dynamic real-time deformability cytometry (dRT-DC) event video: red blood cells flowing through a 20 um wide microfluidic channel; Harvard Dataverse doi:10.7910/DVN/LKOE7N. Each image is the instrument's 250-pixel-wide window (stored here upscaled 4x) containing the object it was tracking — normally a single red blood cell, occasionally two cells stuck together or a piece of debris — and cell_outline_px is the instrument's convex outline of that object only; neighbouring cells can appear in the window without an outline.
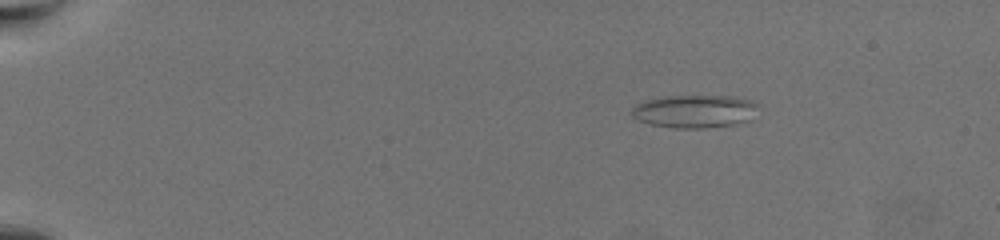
{"species": "common noctule bat (a hibernating species)", "species_latin": "Nyctalus noctula", "temperature_condition": "warm", "stored_images_in_passage": 12, "camera_frame_rate_fps": 3000, "um_per_image_px": 0.085, "animal": {"sex": "female", "body_mass_g": 19.5, "forearm_length_mm": 54.1}, "frame": {"image": 1, "passage_image": 1, "time_ms": 0.0, "image_size_px": [1000, 240], "cell_outline_px": [[760, 104], [752, 120], [740, 124], [704, 128], [676, 128], [648, 124], [636, 120], [632, 116], [632, 108], [636, 104], [644, 100], [664, 96], [732, 96], [752, 100]], "centroid_in_image_um": [59.09, 9.46], "position_along_channel_um": 25.9, "area_um2": 24.85}}